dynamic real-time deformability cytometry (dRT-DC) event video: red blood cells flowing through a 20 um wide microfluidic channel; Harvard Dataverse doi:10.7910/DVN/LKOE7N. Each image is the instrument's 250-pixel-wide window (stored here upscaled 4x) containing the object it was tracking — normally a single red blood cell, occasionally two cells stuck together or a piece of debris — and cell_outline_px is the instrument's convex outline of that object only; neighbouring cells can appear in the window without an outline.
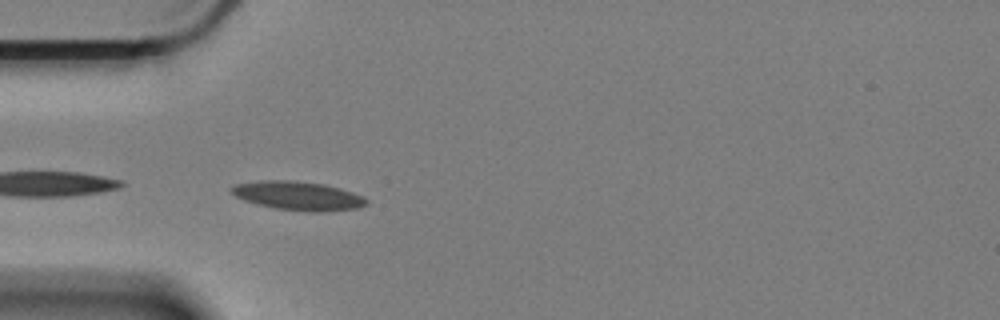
{"species": "Egyptian fruit bat (a non-hibernating species)", "species_latin": "Rousettus aegyptiacus", "temperature_condition": "cold", "stored_images_in_passage": 16, "camera_frame_rate_fps": 3000, "um_per_image_px": 0.085, "animal": {"sex": "female"}, "frame": {"image": 1, "passage_image": 1, "time_ms": 0.0, "image_size_px": [1000, 320], "cell_outline_px": [[368, 204], [356, 208], [320, 212], [312, 212], [276, 208], [256, 204], [244, 200], [236, 196], [228, 188], [236, 184], [256, 180], [292, 180], [324, 184], [340, 188], [364, 196], [368, 200]], "centroid_in_image_um": [25.33, 16.63], "position_along_channel_um": 59.7, "area_um2": 22.72}}
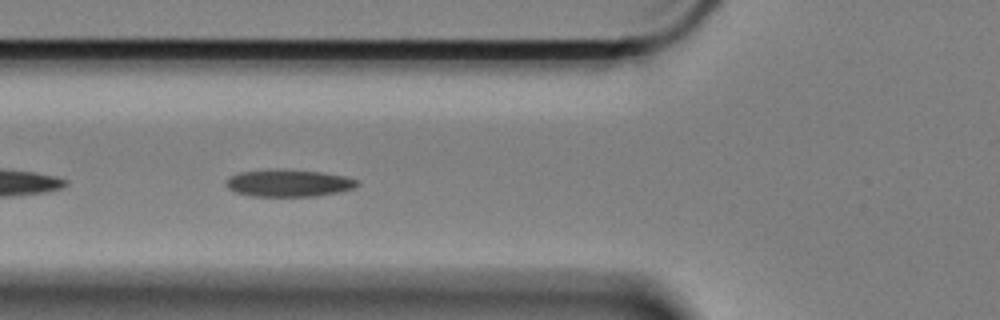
{"frame": {"image": 2, "passage_image": 5, "time_ms": 1.333, "image_size_px": [1000, 320], "cell_outline_px": [[360, 184], [356, 188], [340, 192], [320, 196], [252, 196], [236, 192], [228, 188], [224, 184], [228, 176], [240, 172], [264, 168], [280, 168], [324, 172], [344, 176], [360, 180]], "centroid_in_image_um": [24.55, 15.54], "position_along_channel_um": 101.3, "area_um2": 21.5}}
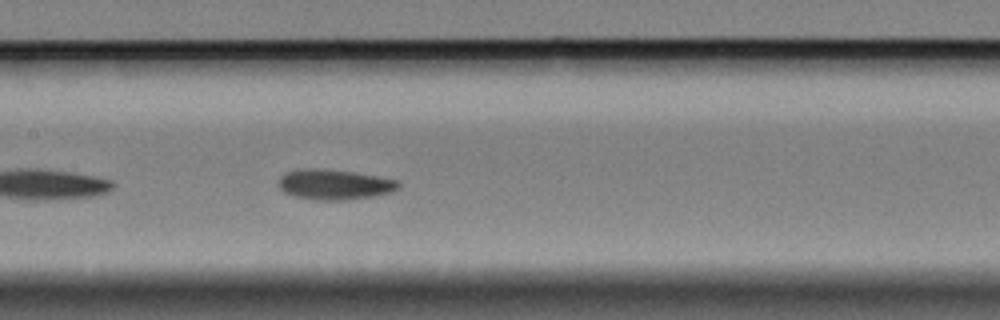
{"frame": {"image": 3, "passage_image": 12, "time_ms": 3.667, "image_size_px": [1000, 320], "cell_outline_px": [[400, 184], [392, 192], [372, 196], [348, 200], [312, 200], [296, 196], [284, 192], [280, 188], [280, 176], [284, 172], [300, 168], [316, 168], [356, 172], [400, 180]], "centroid_in_image_um": [28.43, 15.67], "position_along_channel_um": 179.0, "area_um2": 21.27}}